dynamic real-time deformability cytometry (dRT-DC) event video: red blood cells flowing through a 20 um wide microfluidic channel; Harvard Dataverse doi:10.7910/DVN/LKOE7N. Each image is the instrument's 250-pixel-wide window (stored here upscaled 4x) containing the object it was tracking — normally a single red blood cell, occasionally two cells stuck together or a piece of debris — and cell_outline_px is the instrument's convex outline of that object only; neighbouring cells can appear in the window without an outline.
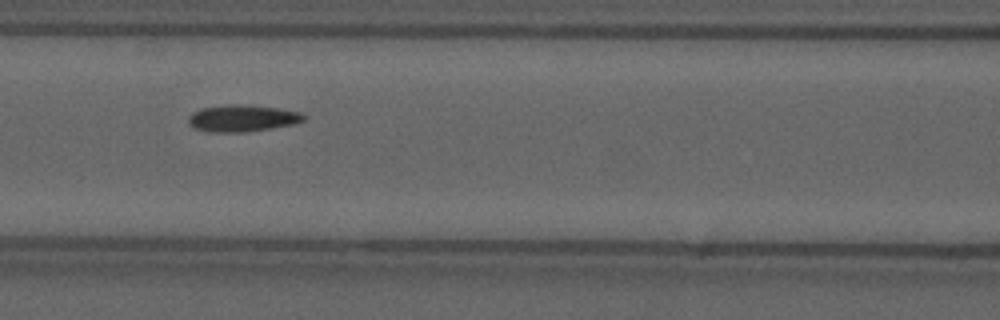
{"species": "common noctule bat (a hibernating species)", "species_latin": "Nyctalus noctula", "temperature_condition": "cold", "stored_images_in_passage": 49, "camera_frame_rate_fps": 3000, "um_per_image_px": 0.085, "animal": {"sex": "male", "forearm_length_mm": 52.5}, "frame": {"image": 1, "passage_image": 22, "time_ms": 7.0, "image_size_px": [1000, 320], "cell_outline_px": [[308, 116], [304, 120], [292, 124], [244, 132], [208, 132], [192, 128], [188, 124], [188, 116], [192, 112], [200, 108], [224, 104], [236, 104], [280, 108], [300, 112]], "centroid_in_image_um": [20.54, 10.04], "position_along_channel_um": 146.1, "area_um2": 18.15}}
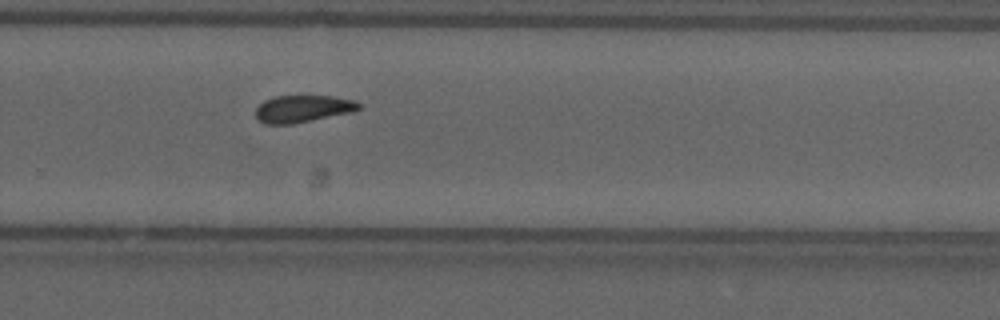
{"frame": {"image": 2, "passage_image": 35, "time_ms": 11.333, "image_size_px": [1000, 320], "cell_outline_px": [[360, 108], [356, 112], [292, 124], [264, 124], [256, 116], [256, 108], [264, 100], [272, 96], [332, 96], [352, 100], [360, 104]], "centroid_in_image_um": [25.75, 9.25], "position_along_channel_um": 304.1, "area_um2": 16.42}, "authors_computed_cell_mechanics": {"area_um2": 17.2822, "velocity_mm_per_s": 3.6548, "shape_relaxation_time_tau1_ms": null, "shape_relaxation_time_tau2_ms": 4.6919, "deformation_change_tau1": null, "deformation_change_tau2": 0.097}}